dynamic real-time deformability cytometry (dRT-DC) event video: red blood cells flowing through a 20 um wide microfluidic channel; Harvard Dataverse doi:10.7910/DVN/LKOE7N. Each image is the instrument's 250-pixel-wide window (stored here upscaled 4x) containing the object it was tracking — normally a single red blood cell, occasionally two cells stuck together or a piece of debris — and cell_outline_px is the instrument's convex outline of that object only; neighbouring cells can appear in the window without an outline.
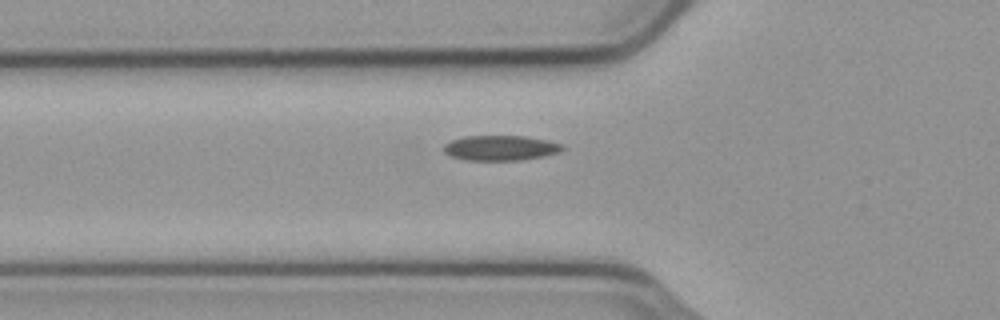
{"species": "common noctule bat (a hibernating species)", "species_latin": "Nyctalus noctula", "temperature_condition": "cold", "stored_images_in_passage": 41, "camera_frame_rate_fps": 3000, "um_per_image_px": 0.085, "animal": {"sex": "male", "body_mass_g": 23.1, "forearm_length_mm": 52.7}, "frame": {"image": 1, "passage_image": 7, "time_ms": 2.0, "image_size_px": [1000, 320], "cell_outline_px": [[564, 148], [560, 152], [544, 156], [520, 160], [464, 160], [452, 156], [444, 152], [444, 144], [452, 140], [464, 136], [524, 136], [564, 144]], "centroid_in_image_um": [42.55, 12.57], "position_along_channel_um": 83.3, "area_um2": 17.28}}
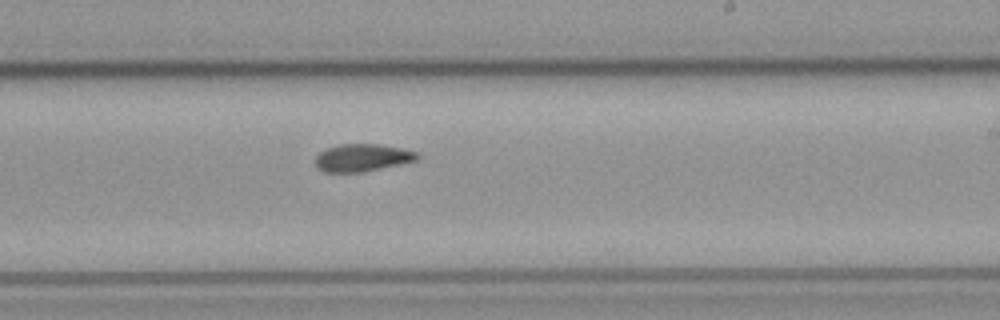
{"frame": {"image": 2, "passage_image": 21, "time_ms": 6.667, "image_size_px": [1000, 320], "cell_outline_px": [[420, 156], [416, 160], [400, 164], [364, 172], [324, 172], [316, 168], [316, 156], [320, 152], [328, 148], [340, 144], [380, 144], [420, 152]], "centroid_in_image_um": [30.81, 13.41], "position_along_channel_um": 258.2, "area_um2": 16.36}}
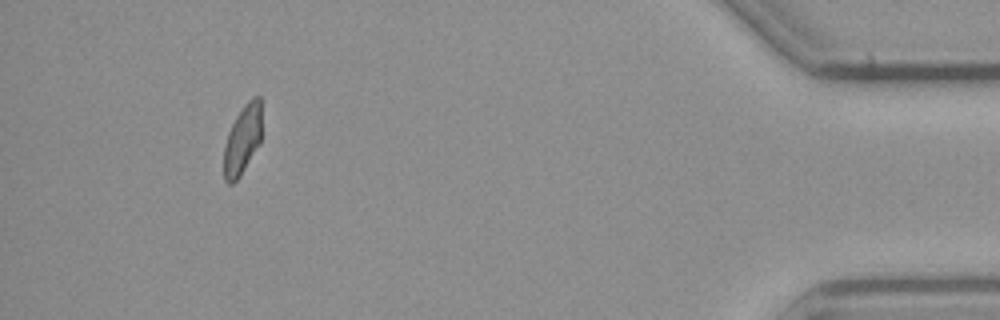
{"frame": {"image": 3, "passage_image": 39, "time_ms": 12.667, "image_size_px": [1000, 320], "cell_outline_px": [[260, 144], [240, 176], [232, 184], [228, 184], [224, 180], [224, 144], [228, 132], [236, 116], [244, 104], [252, 96], [260, 96]], "centroid_in_image_um": [20.59, 11.89], "position_along_channel_um": 414.6, "area_um2": 15.26}}